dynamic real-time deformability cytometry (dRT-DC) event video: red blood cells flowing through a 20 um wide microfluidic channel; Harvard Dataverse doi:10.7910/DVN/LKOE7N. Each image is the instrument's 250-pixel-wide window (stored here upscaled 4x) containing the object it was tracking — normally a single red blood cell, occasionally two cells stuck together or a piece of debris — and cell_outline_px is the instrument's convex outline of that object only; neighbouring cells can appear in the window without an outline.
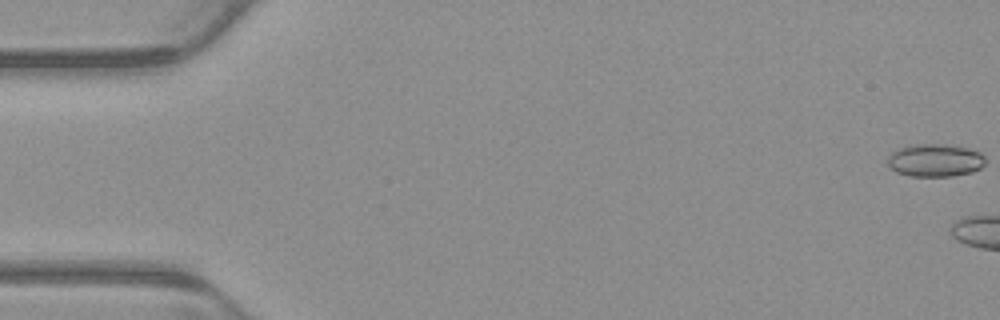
{"species": "common noctule bat (a hibernating species)", "species_latin": "Nyctalus noctula", "temperature_condition": "warm", "stored_images_in_passage": 6, "camera_frame_rate_fps": 3000, "um_per_image_px": 0.085, "animal": {"sex": "male", "body_mass_g": 23.1, "forearm_length_mm": 52.7}, "frame": {"image": 1, "passage_image": 1, "time_ms": 0.0, "image_size_px": [1000, 320], "cell_outline_px": [[984, 164], [980, 168], [972, 172], [952, 176], [908, 176], [896, 172], [888, 164], [888, 156], [892, 152], [900, 148], [916, 144], [944, 144], [968, 148], [980, 152], [984, 156]], "centroid_in_image_um": [79.49, 13.63], "position_along_channel_um": 5.5, "area_um2": 18.61}}